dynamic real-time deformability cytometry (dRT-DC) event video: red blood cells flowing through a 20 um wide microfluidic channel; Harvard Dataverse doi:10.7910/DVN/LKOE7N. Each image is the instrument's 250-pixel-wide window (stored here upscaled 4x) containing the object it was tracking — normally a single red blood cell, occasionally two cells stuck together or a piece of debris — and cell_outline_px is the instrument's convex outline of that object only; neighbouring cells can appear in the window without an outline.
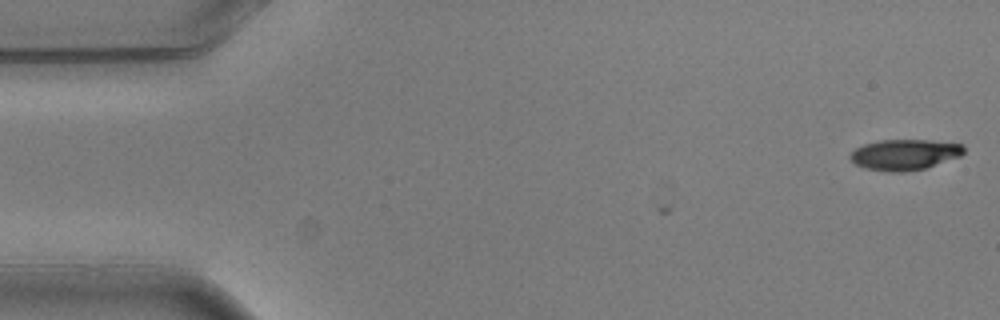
{"species": "common noctule bat (a hibernating species)", "species_latin": "Nyctalus noctula", "temperature_condition": "warm", "stored_images_in_passage": 5, "camera_frame_rate_fps": 3000, "um_per_image_px": 0.085, "animal": {"sex": "male", "body_mass_g": 20.5, "forearm_length_mm": 52.5}, "frame": {"image": 1, "passage_image": 1, "time_ms": 0.0, "image_size_px": [1000, 320], "cell_outline_px": [[964, 152], [960, 156], [924, 168], [904, 172], [888, 172], [864, 168], [856, 164], [848, 156], [856, 148], [864, 144], [880, 140], [928, 140], [964, 144]], "centroid_in_image_um": [76.88, 13.14], "position_along_channel_um": 8.1, "area_um2": 20.23}}
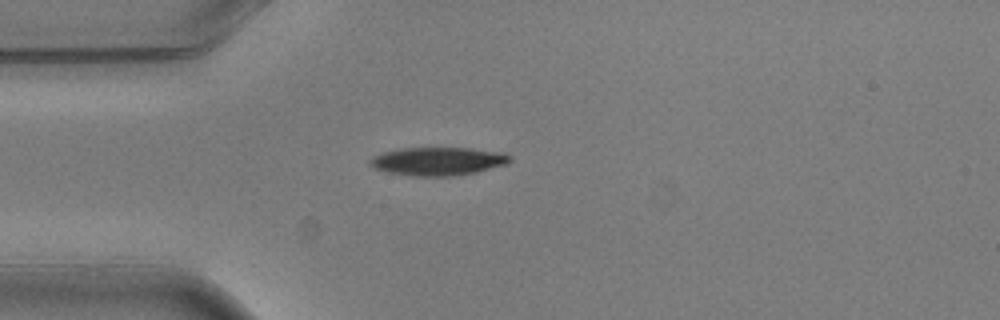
{"frame": {"image": 2, "passage_image": 4, "time_ms": 1.0, "image_size_px": [1000, 320], "cell_outline_px": [[512, 160], [508, 164], [476, 172], [452, 176], [412, 176], [388, 172], [376, 168], [368, 164], [368, 160], [372, 156], [384, 152], [400, 148], [472, 148], [504, 152], [512, 156]], "centroid_in_image_um": [37.26, 13.7], "position_along_channel_um": 47.7, "area_um2": 23.24}}